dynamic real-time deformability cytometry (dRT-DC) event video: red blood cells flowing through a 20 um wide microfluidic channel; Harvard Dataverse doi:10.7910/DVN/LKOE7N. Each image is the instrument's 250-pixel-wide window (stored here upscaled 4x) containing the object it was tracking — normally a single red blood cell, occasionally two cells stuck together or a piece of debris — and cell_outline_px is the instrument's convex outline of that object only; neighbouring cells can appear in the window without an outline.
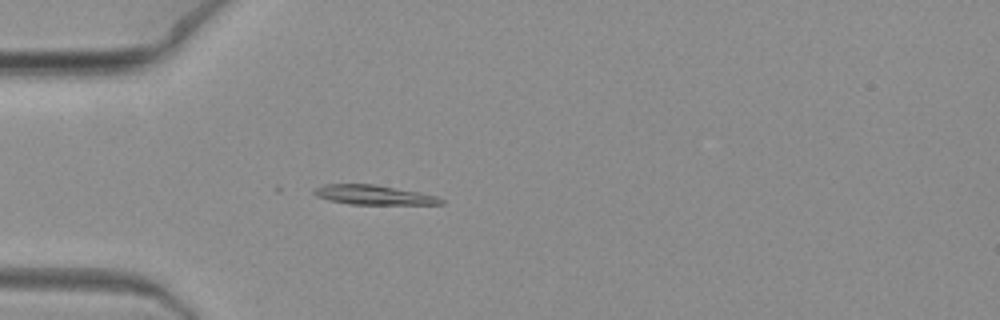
{"species": "common noctule bat (a hibernating species)", "species_latin": "Nyctalus noctula", "temperature_condition": "warm", "stored_images_in_passage": 7, "camera_frame_rate_fps": 3000, "um_per_image_px": 0.085, "animal": {"sex": "female", "body_mass_g": 19.3, "forearm_length_mm": 54.1}, "frame": {"image": 1, "passage_image": 4, "time_ms": 1.0, "image_size_px": [1000, 320], "cell_outline_px": [[444, 204], [348, 204], [328, 200], [316, 196], [312, 192], [312, 188], [324, 184], [376, 184], [420, 192], [436, 196], [444, 200]], "centroid_in_image_um": [31.71, 16.56], "position_along_channel_um": 53.3, "area_um2": 14.57}}
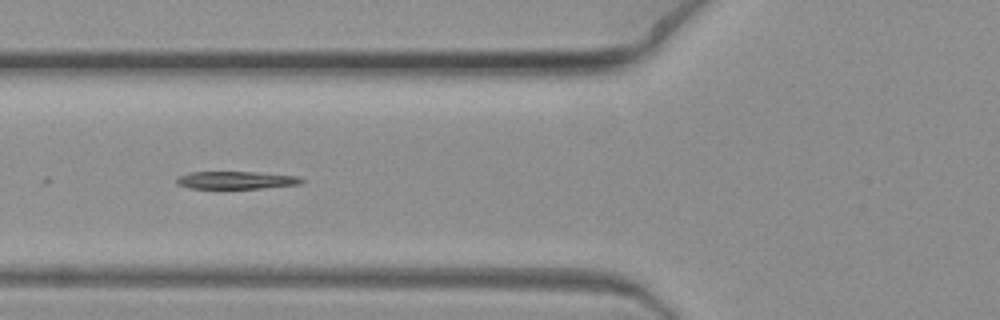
{"frame": {"image": 2, "passage_image": 6, "time_ms": 1.667, "image_size_px": [1000, 320], "cell_outline_px": [[304, 180], [300, 184], [260, 188], [188, 188], [176, 184], [176, 180], [180, 176], [192, 172], [256, 172], [300, 176]], "centroid_in_image_um": [20.09, 15.31], "position_along_channel_um": 105.7, "area_um2": 12.72}}